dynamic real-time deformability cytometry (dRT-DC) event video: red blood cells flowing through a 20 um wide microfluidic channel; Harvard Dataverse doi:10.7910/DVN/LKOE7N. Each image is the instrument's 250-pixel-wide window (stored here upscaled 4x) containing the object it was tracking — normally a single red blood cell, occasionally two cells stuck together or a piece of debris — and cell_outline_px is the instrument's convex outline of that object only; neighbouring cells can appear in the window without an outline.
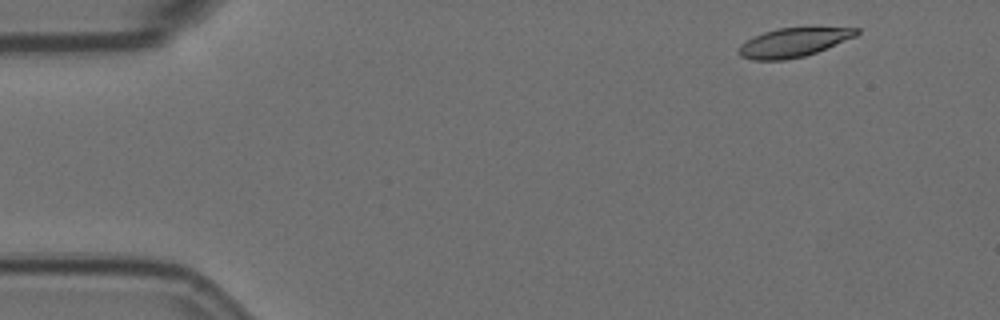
{"species": "Egyptian fruit bat (a non-hibernating species)", "species_latin": "Rousettus aegyptiacus", "temperature_condition": "room temperature", "stored_images_in_passage": 55, "camera_frame_rate_fps": 3000, "um_per_image_px": 0.085, "animal": {"sex": "female"}, "frame": {"image": 1, "passage_image": 3, "time_ms": 0.667, "image_size_px": [1000, 320], "cell_outline_px": [[860, 32], [856, 36], [816, 52], [804, 56], [784, 60], [752, 60], [740, 56], [736, 52], [740, 44], [752, 36], [776, 28], [860, 28]], "centroid_in_image_um": [67.37, 3.62], "position_along_channel_um": 17.6, "area_um2": 19.83}}
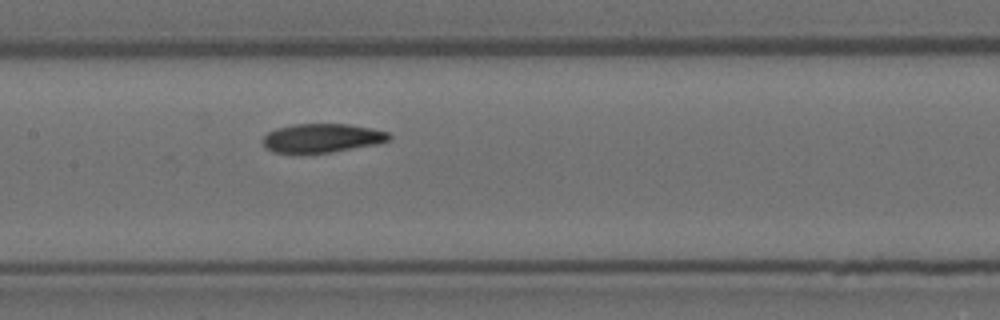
{"frame": {"image": 2, "passage_image": 25, "time_ms": 8.0, "image_size_px": [1000, 320], "cell_outline_px": [[392, 136], [388, 140], [376, 144], [328, 152], [272, 152], [264, 148], [264, 136], [268, 132], [276, 128], [292, 124], [348, 124], [372, 128], [388, 132]], "centroid_in_image_um": [27.36, 11.71], "position_along_channel_um": 180.0, "area_um2": 20.92}}
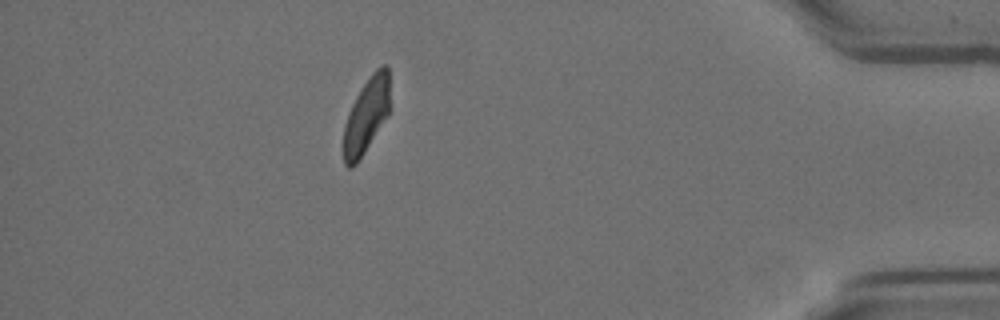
{"frame": {"image": 3, "passage_image": 48, "time_ms": 15.667, "image_size_px": [1000, 320], "cell_outline_px": [[388, 116], [356, 164], [352, 168], [348, 168], [344, 164], [344, 124], [348, 112], [356, 96], [372, 72], [380, 64], [388, 64]], "centroid_in_image_um": [31.13, 9.81], "position_along_channel_um": 404.1, "area_um2": 20.06}, "authors_computed_cell_mechanics": {"area_um2": 21.5594, "velocity_mm_per_s": 3.5504, "shape_relaxation_time_tau1_ms": 6.9263, "shape_relaxation_time_tau2_ms": 4.7057, "deformation_change_tau1": 0.1938, "deformation_change_tau2": 0.0785}}